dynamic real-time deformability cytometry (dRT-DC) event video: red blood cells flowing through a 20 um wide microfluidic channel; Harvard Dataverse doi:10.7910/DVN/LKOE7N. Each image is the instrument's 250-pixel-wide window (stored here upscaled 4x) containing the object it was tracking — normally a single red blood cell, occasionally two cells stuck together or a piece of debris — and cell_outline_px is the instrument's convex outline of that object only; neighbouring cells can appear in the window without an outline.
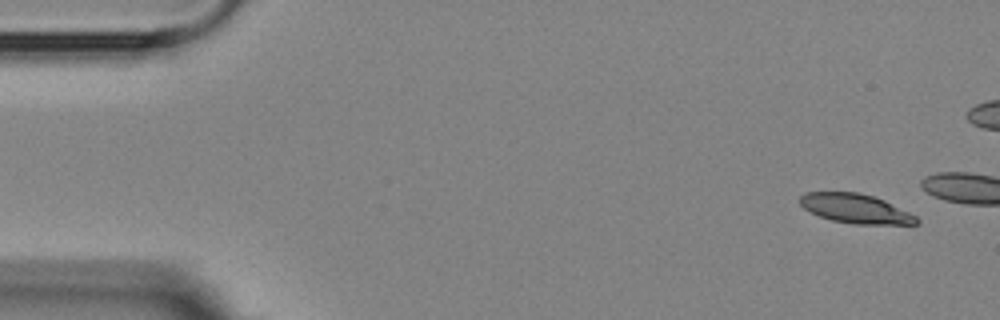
{"species": "Egyptian fruit bat (a non-hibernating species)", "species_latin": "Rousettus aegyptiacus", "temperature_condition": "room temperature", "stored_images_in_passage": 5, "camera_frame_rate_fps": 3000, "um_per_image_px": 0.085, "animal": {"sex": "female"}, "frame": {"image": 1, "passage_image": 1, "time_ms": 0.0, "image_size_px": [1000, 320], "cell_outline_px": [[920, 224], [852, 224], [832, 220], [820, 216], [804, 208], [800, 204], [800, 196], [808, 192], [860, 192], [884, 200], [916, 216], [920, 220]], "centroid_in_image_um": [72.74, 17.73], "position_along_channel_um": 12.3, "area_um2": 19.77}}